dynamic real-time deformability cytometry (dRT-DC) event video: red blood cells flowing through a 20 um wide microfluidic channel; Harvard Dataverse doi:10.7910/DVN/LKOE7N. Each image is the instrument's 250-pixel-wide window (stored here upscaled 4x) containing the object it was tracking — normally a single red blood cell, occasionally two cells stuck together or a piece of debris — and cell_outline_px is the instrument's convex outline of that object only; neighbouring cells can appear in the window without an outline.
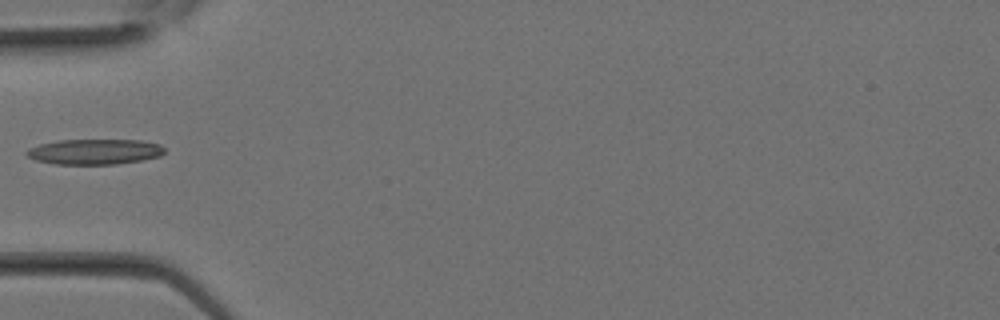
{"species": "Egyptian fruit bat (a non-hibernating species)", "species_latin": "Rousettus aegyptiacus", "temperature_condition": "room temperature", "stored_images_in_passage": 17, "camera_frame_rate_fps": 3000, "um_per_image_px": 0.085, "animal": {"sex": "female"}, "frame": {"image": 1, "passage_image": 9, "time_ms": 2.667, "image_size_px": [1000, 320], "cell_outline_px": [[164, 152], [160, 156], [140, 160], [116, 164], [56, 164], [36, 160], [28, 156], [24, 152], [28, 148], [40, 144], [60, 140], [140, 140], [160, 144], [164, 148]], "centroid_in_image_um": [8.03, 12.89], "position_along_channel_um": 77.0, "area_um2": 20.29}}
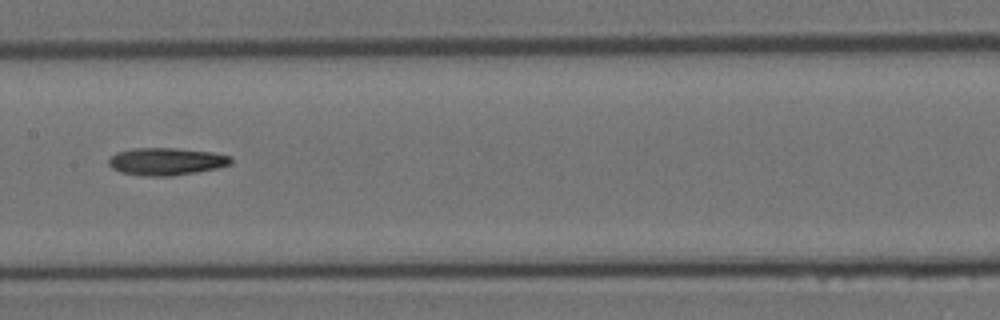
{"frame": {"image": 2, "passage_image": 14, "time_ms": 4.333, "image_size_px": [1000, 320], "cell_outline_px": [[232, 164], [216, 168], [196, 172], [172, 176], [144, 176], [120, 172], [112, 168], [108, 164], [108, 160], [116, 152], [132, 148], [176, 148], [212, 152], [232, 156]], "centroid_in_image_um": [14.13, 13.72], "position_along_channel_um": 193.3, "area_um2": 19.65}}
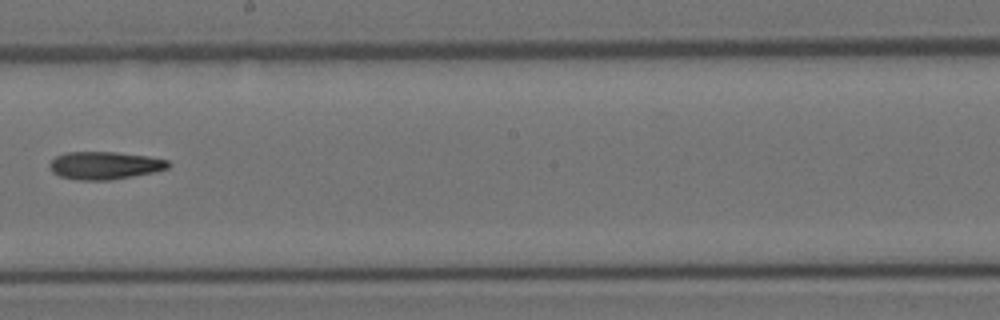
{"frame": {"image": 3, "passage_image": 16, "time_ms": 5.0, "image_size_px": [1000, 320], "cell_outline_px": [[172, 164], [168, 168], [152, 172], [132, 176], [108, 180], [76, 180], [60, 176], [52, 172], [48, 164], [56, 156], [64, 152], [116, 152], [148, 156], [168, 160]], "centroid_in_image_um": [8.88, 14.05], "position_along_channel_um": 239.3, "area_um2": 19.19}}